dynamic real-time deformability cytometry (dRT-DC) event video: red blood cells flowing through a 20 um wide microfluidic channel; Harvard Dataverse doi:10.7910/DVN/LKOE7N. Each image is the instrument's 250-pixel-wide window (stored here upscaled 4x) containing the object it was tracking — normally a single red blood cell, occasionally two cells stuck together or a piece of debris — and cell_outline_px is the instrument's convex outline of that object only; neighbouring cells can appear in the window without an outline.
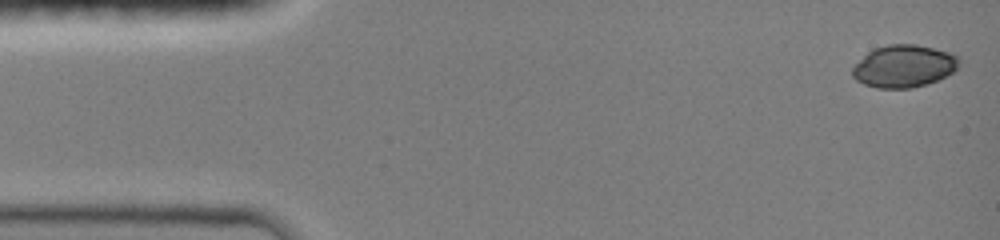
{"species": "common noctule bat (a hibernating species)", "species_latin": "Nyctalus noctula", "temperature_condition": "room temperature", "stored_images_in_passage": 7, "camera_frame_rate_fps": 3000, "um_per_image_px": 0.085, "animal": {"sex": "female", "body_mass_g": 19.0, "forearm_length_mm": 51.5}, "frame": {"image": 1, "passage_image": 1, "time_ms": 0.0, "image_size_px": [1000, 240], "cell_outline_px": [[960, 60], [956, 68], [952, 72], [936, 80], [912, 88], [876, 88], [864, 84], [856, 80], [852, 76], [852, 68], [872, 48], [888, 44], [916, 44], [948, 52], [956, 56]], "centroid_in_image_um": [76.79, 5.62], "position_along_channel_um": 8.2, "area_um2": 26.07}}